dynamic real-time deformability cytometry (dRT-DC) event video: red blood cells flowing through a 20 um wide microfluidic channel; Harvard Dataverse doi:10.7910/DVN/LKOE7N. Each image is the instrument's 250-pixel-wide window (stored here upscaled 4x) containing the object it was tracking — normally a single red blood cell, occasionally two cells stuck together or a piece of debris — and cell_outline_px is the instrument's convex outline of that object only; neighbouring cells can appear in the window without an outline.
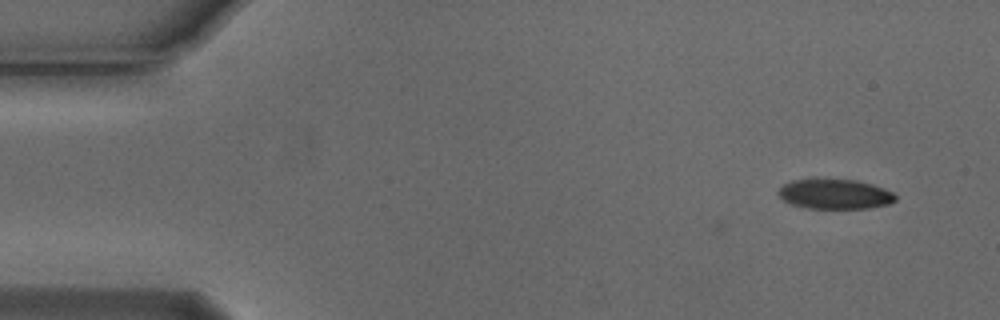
{"species": "Egyptian fruit bat (a non-hibernating species)", "species_latin": "Rousettus aegyptiacus", "temperature_condition": "cold", "stored_images_in_passage": 3, "camera_frame_rate_fps": 3000, "um_per_image_px": 0.085, "animal": {"sex": "male"}, "frame": {"image": 1, "passage_image": 3, "time_ms": 0.667, "image_size_px": [1000, 320], "cell_outline_px": [[896, 200], [888, 204], [868, 208], [808, 208], [792, 204], [784, 200], [776, 192], [784, 184], [792, 180], [856, 180], [872, 184], [884, 188], [892, 192], [896, 196]], "centroid_in_image_um": [70.98, 16.5], "position_along_channel_um": 14.0, "area_um2": 20.06}}